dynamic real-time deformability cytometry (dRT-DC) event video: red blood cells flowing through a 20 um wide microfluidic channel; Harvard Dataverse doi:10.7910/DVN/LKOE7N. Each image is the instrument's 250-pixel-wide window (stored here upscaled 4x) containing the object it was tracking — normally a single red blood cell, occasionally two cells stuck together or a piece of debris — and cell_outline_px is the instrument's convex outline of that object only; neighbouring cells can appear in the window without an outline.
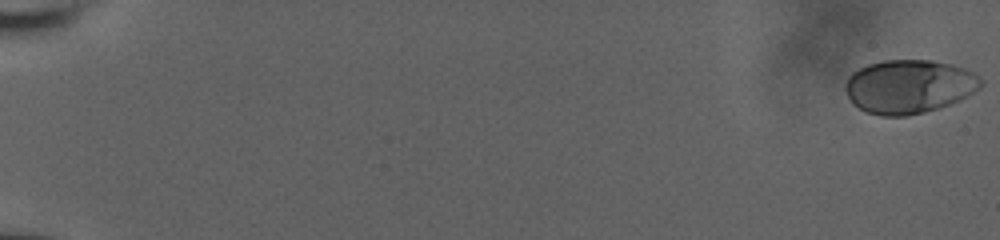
{"species": "human", "species_latin": "Homo sapiens", "temperature_condition": "room temperature", "stored_images_in_passage": 58, "camera_frame_rate_fps": 3000, "um_per_image_px": 0.085, "donor": {"sex": "male"}, "frame": {"image": 1, "passage_image": 1, "time_ms": 0.0, "image_size_px": [1000, 240], "cell_outline_px": [[984, 84], [980, 88], [960, 100], [924, 112], [908, 116], [880, 116], [864, 112], [848, 96], [844, 88], [844, 84], [848, 76], [852, 72], [868, 64], [884, 60], [932, 60], [952, 64], [964, 68], [972, 72], [984, 80]], "centroid_in_image_um": [77.27, 7.35], "position_along_channel_um": 7.7, "area_um2": 42.54}}
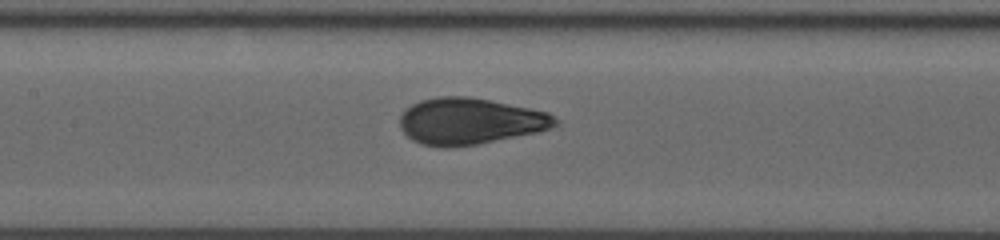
{"frame": {"image": 2, "passage_image": 31, "time_ms": 10.0, "image_size_px": [1000, 240], "cell_outline_px": [[556, 124], [552, 128], [536, 132], [476, 144], [452, 148], [440, 148], [420, 144], [412, 140], [400, 128], [400, 116], [412, 104], [420, 100], [436, 96], [468, 96], [548, 112], [556, 120]], "centroid_in_image_um": [39.88, 10.31], "position_along_channel_um": 167.5, "area_um2": 41.79}}
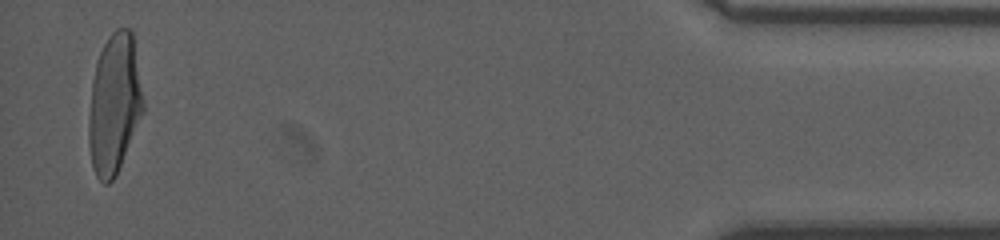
{"frame": {"image": 3, "passage_image": 57, "time_ms": 18.667, "image_size_px": [1000, 240], "cell_outline_px": [[144, 112], [116, 176], [108, 184], [104, 184], [96, 176], [92, 164], [88, 144], [88, 120], [92, 80], [96, 64], [100, 52], [108, 36], [116, 28], [128, 28], [132, 32], [144, 100]], "centroid_in_image_um": [9.72, 8.86], "position_along_channel_um": 425.5, "area_um2": 44.56}, "authors_computed_cell_mechanics": {"area_um2": 42.0784, "velocity_mm_per_s": 3.8227, "shape_relaxation_time_tau1_ms": 4.2492, "shape_relaxation_time_tau2_ms": null, "deformation_change_tau1": 0.1801, "deformation_change_tau2": null}}